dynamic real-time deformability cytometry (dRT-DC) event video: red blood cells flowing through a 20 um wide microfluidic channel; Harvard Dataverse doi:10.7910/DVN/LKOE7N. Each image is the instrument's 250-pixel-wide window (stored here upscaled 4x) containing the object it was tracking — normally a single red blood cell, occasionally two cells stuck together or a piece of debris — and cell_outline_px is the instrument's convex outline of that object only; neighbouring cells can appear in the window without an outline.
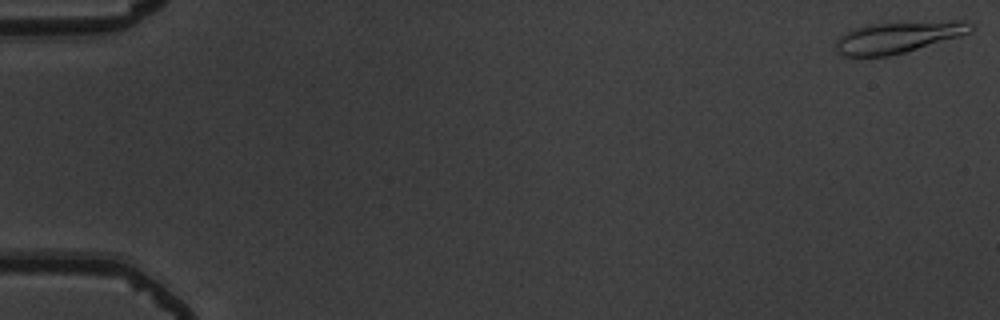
{"species": "common noctule bat (a hibernating species)", "species_latin": "Nyctalus noctula", "temperature_condition": "warm", "stored_images_in_passage": 55, "camera_frame_rate_fps": 3000, "um_per_image_px": 0.085, "animal": {"sex": "male", "body_mass_g": 19.5, "forearm_length_mm": 54.6}, "frame": {"image": 1, "passage_image": 1, "time_ms": 0.0, "image_size_px": [1000, 320], "cell_outline_px": [[976, 28], [972, 32], [960, 36], [904, 52], [888, 56], [844, 56], [836, 52], [836, 40], [844, 32], [852, 28], [868, 24], [956, 20], [960, 20], [976, 24]], "centroid_in_image_um": [76.36, 3.15], "position_along_channel_um": 8.6, "area_um2": 24.85}}
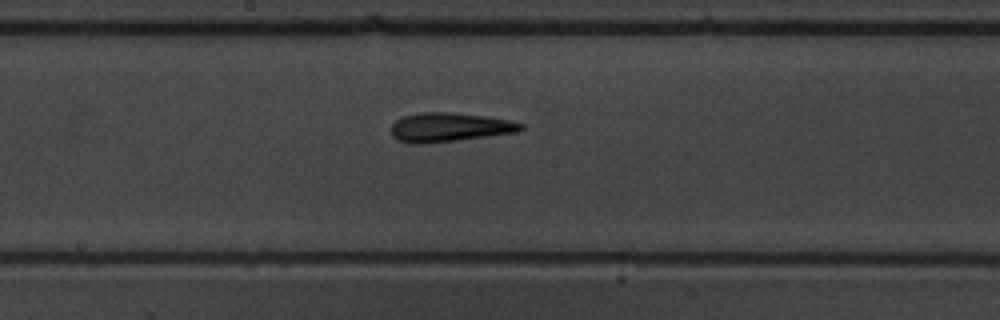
{"frame": {"image": 2, "passage_image": 30, "time_ms": 9.667, "image_size_px": [1000, 320], "cell_outline_px": [[524, 128], [516, 132], [488, 136], [424, 144], [408, 144], [396, 140], [392, 136], [392, 124], [396, 120], [404, 116], [420, 112], [452, 112], [484, 116], [508, 120], [524, 124]], "centroid_in_image_um": [38.15, 10.82], "position_along_channel_um": 210.1, "area_um2": 21.96}}
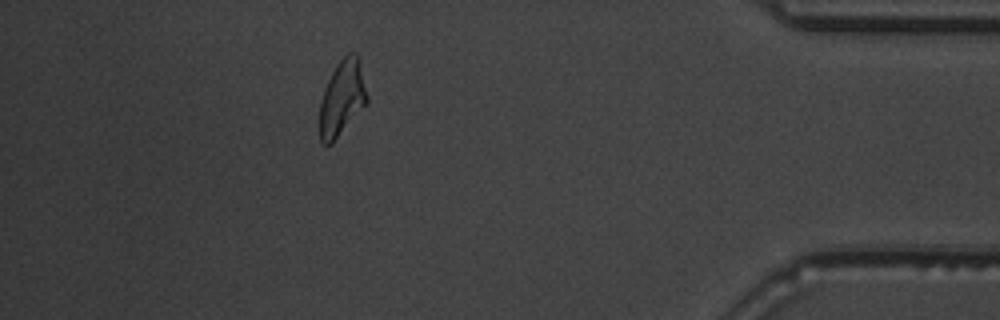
{"frame": {"image": 3, "passage_image": 49, "time_ms": 16.0, "image_size_px": [1000, 320], "cell_outline_px": [[368, 104], [332, 144], [320, 144], [316, 124], [320, 100], [324, 88], [336, 64], [348, 52], [356, 52], [360, 60], [368, 96]], "centroid_in_image_um": [29.04, 8.4], "position_along_channel_um": 406.2, "area_um2": 21.91}, "authors_computed_cell_mechanics": {"area_um2": 21.2126, "velocity_mm_per_s": 3.7575, "shape_relaxation_time_tau1_ms": 3.7217, "shape_relaxation_time_tau2_ms": 3.3105, "deformation_change_tau1": 0.1992, "deformation_change_tau2": 0.1596}}